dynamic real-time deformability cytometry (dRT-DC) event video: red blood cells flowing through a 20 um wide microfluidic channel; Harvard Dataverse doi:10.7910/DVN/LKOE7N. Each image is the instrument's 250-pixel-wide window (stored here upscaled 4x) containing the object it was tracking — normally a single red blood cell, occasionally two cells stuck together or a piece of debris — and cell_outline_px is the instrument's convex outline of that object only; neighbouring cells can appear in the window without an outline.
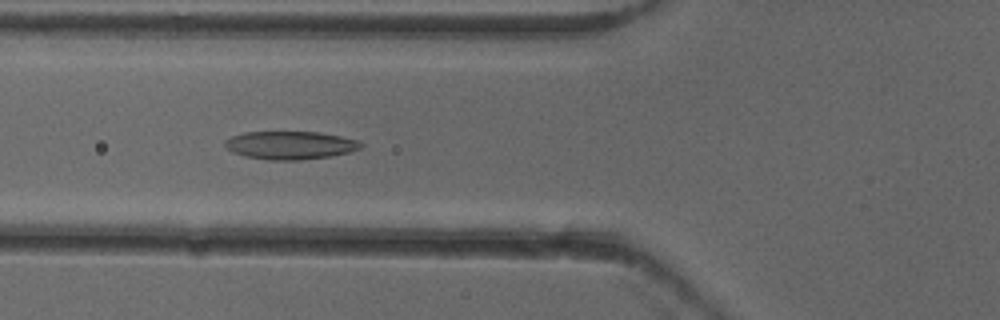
{"species": "common noctule bat (a hibernating species)", "species_latin": "Nyctalus noctula", "temperature_condition": "cold", "stored_images_in_passage": 53, "camera_frame_rate_fps": 3000, "um_per_image_px": 0.085, "animal": {"sex": "female"}, "frame": {"image": 1, "passage_image": 20, "time_ms": 6.333, "image_size_px": [1000, 320], "cell_outline_px": [[364, 144], [360, 148], [352, 152], [332, 156], [300, 160], [268, 160], [244, 156], [232, 152], [224, 144], [224, 140], [232, 136], [244, 132], [320, 132], [360, 140]], "centroid_in_image_um": [24.7, 12.35], "position_along_channel_um": 101.1, "area_um2": 22.48}}
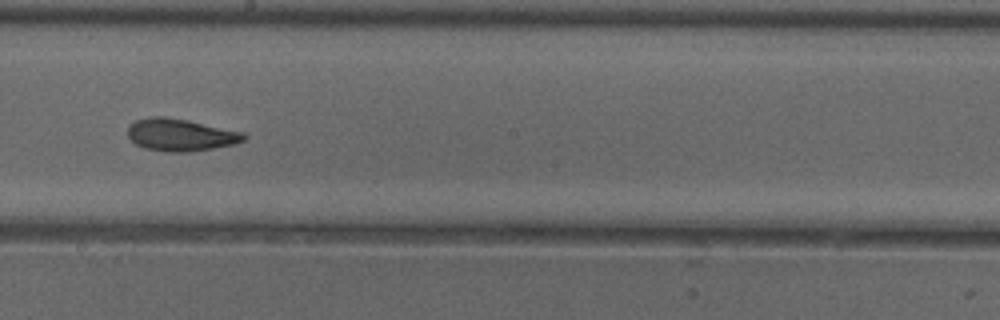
{"frame": {"image": 2, "passage_image": 30, "time_ms": 9.667, "image_size_px": [1000, 320], "cell_outline_px": [[248, 136], [244, 140], [236, 144], [188, 152], [168, 152], [144, 148], [136, 144], [128, 136], [128, 124], [136, 120], [152, 116], [164, 116], [188, 120], [244, 132]], "centroid_in_image_um": [15.35, 11.46], "position_along_channel_um": 232.8, "area_um2": 21.96}}
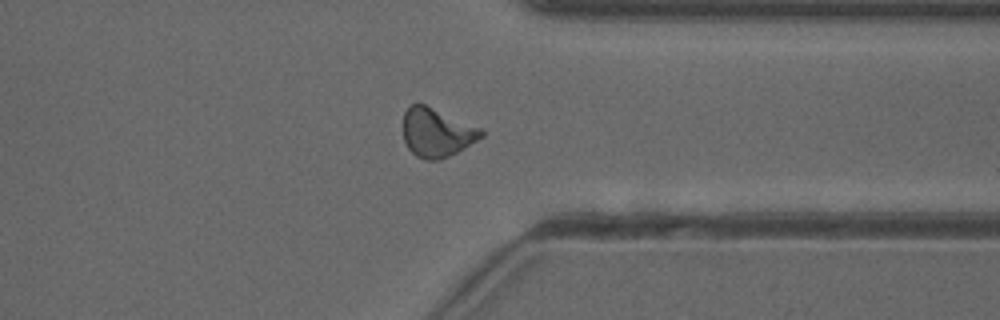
{"frame": {"image": 3, "passage_image": 41, "time_ms": 13.333, "image_size_px": [1000, 320], "cell_outline_px": [[484, 136], [464, 148], [448, 156], [436, 160], [424, 160], [416, 156], [408, 148], [404, 140], [404, 112], [408, 104], [424, 104], [480, 128], [484, 132]], "centroid_in_image_um": [37.1, 11.27], "position_along_channel_um": 374.3, "area_um2": 21.91}, "authors_computed_cell_mechanics": {"area_um2": 21.675, "velocity_mm_per_s": 3.9455, "shape_relaxation_time_tau1_ms": 8.4578, "shape_relaxation_time_tau2_ms": 3.5522, "deformation_change_tau1": 0.198, "deformation_change_tau2": 0.1109}}